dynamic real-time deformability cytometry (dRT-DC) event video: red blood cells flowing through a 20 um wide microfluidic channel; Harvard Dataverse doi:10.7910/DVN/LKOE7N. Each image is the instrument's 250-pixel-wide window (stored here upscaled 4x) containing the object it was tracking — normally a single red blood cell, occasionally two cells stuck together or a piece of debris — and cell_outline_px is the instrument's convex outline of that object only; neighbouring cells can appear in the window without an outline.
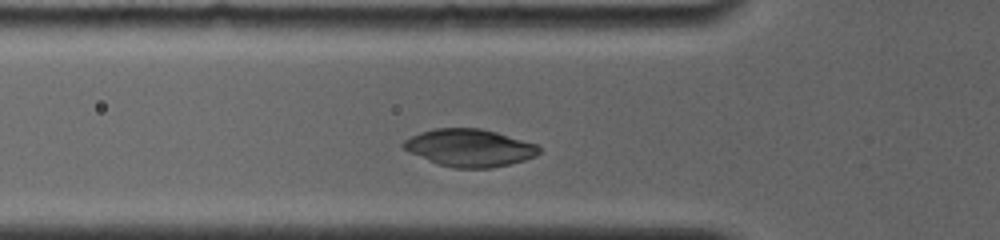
{"species": "common noctule bat (a hibernating species)", "species_latin": "Nyctalus noctula", "temperature_condition": "room temperature", "stored_images_in_passage": 17, "camera_frame_rate_fps": 4000, "um_per_image_px": 0.085, "animal": {"sex": "female", "body_mass_g": 19.0, "forearm_length_mm": 56.7}, "frame": {"image": 1, "passage_image": 5, "time_ms": 2.0, "image_size_px": [1000, 240], "cell_outline_px": [[540, 152], [536, 156], [524, 160], [492, 168], [452, 168], [436, 164], [404, 148], [400, 144], [404, 140], [420, 132], [436, 128], [480, 128], [496, 132], [536, 144], [540, 148]], "centroid_in_image_um": [39.91, 12.57], "position_along_channel_um": 85.9, "area_um2": 29.42}}
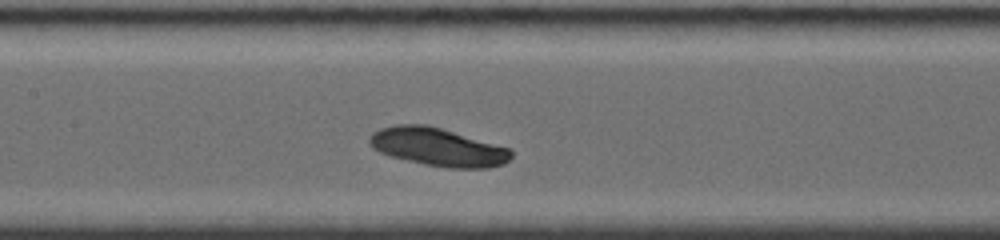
{"frame": {"image": 2, "passage_image": 10, "time_ms": 4.25, "image_size_px": [1000, 240], "cell_outline_px": [[512, 156], [504, 164], [488, 168], [448, 168], [424, 164], [392, 156], [380, 152], [372, 148], [368, 144], [368, 136], [372, 132], [380, 128], [396, 124], [424, 124], [440, 128], [512, 148]], "centroid_in_image_um": [37.21, 12.49], "position_along_channel_um": 170.2, "area_um2": 31.62}}
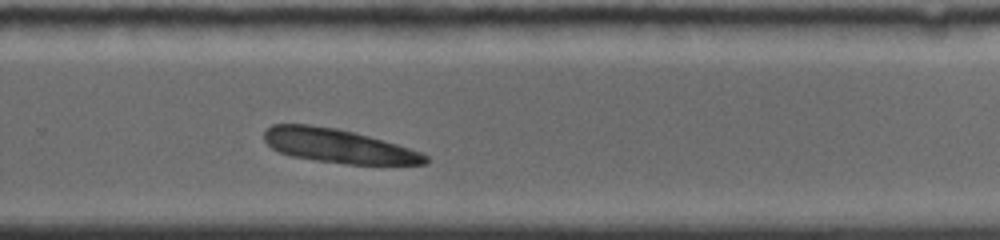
{"frame": {"image": 3, "passage_image": 17, "time_ms": 7.75, "image_size_px": [1000, 240], "cell_outline_px": [[428, 164], [344, 164], [316, 160], [292, 156], [280, 152], [272, 148], [264, 140], [264, 132], [272, 124], [308, 124], [336, 128], [368, 136], [396, 144], [420, 152], [428, 156]], "centroid_in_image_um": [28.73, 12.4], "position_along_channel_um": 301.1, "area_um2": 31.5}}